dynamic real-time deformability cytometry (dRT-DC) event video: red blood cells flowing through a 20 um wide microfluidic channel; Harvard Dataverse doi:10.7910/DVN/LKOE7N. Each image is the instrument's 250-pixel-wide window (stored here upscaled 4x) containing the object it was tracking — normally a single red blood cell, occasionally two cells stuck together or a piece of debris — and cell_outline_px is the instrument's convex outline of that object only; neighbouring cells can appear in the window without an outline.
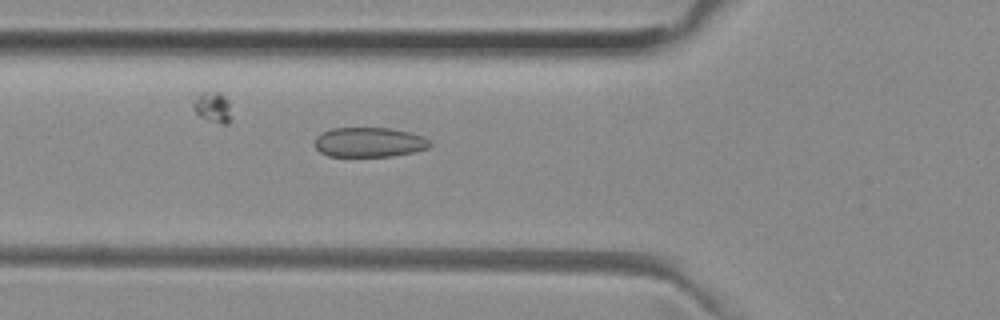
{"species": "common noctule bat (a hibernating species)", "species_latin": "Nyctalus noctula", "temperature_condition": "room temperature", "stored_images_in_passage": 35, "segment_of_instrument_passage": [1, 3], "camera_frame_rate_fps": 3000, "um_per_image_px": 0.085, "animal": {"sex": "female", "body_mass_g": 29.2, "forearm_length_mm": 56.3}, "frame": {"image": 1, "passage_image": 5, "time_ms": 1.333, "image_size_px": [1000, 320], "cell_outline_px": [[432, 144], [428, 148], [412, 152], [392, 156], [328, 156], [320, 152], [316, 148], [316, 136], [332, 128], [388, 128], [408, 132], [424, 136], [432, 140]], "centroid_in_image_um": [31.42, 12.09], "position_along_channel_um": 94.4, "area_um2": 19.88}}